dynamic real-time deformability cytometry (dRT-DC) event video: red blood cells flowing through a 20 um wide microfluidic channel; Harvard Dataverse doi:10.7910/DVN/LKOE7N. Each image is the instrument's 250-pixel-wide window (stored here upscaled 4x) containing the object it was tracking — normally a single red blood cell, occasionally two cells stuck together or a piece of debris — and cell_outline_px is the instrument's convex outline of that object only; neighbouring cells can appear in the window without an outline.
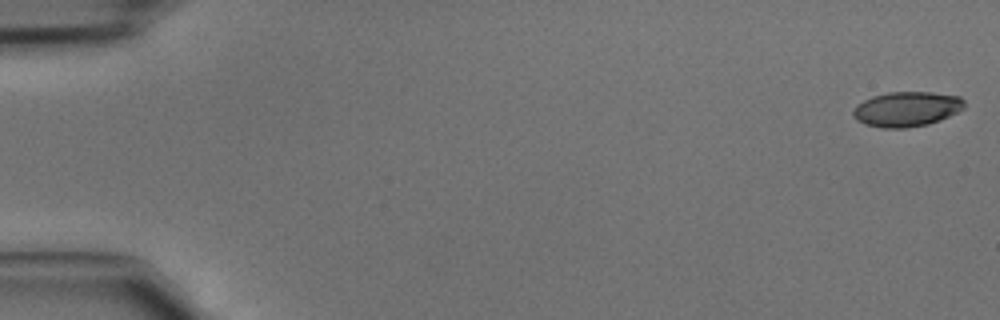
{"species": "common noctule bat (a hibernating species)", "species_latin": "Nyctalus noctula", "temperature_condition": "cold", "stored_images_in_passage": 46, "camera_frame_rate_fps": 3000, "um_per_image_px": 0.085, "animal": {"sex": "male", "body_mass_g": 15.6}, "frame": {"image": 1, "passage_image": 1, "time_ms": 0.0, "image_size_px": [1000, 320], "cell_outline_px": [[964, 108], [940, 120], [928, 124], [904, 128], [884, 128], [864, 124], [856, 120], [852, 116], [852, 112], [856, 104], [872, 96], [888, 92], [932, 92], [960, 96], [964, 100]], "centroid_in_image_um": [77.04, 9.27], "position_along_channel_um": 8.0, "area_um2": 22.72}}
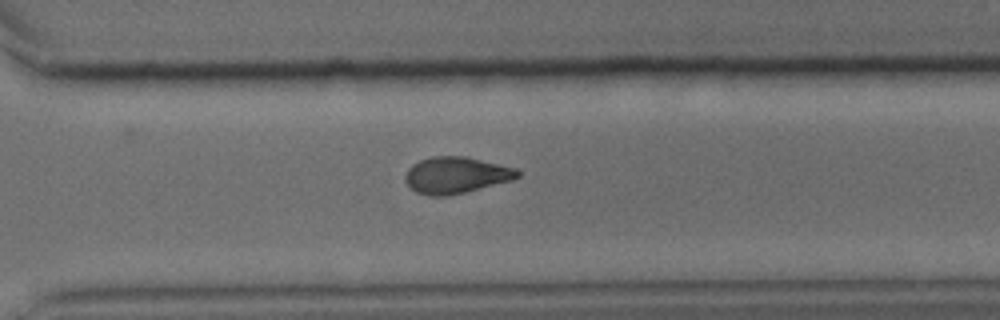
{"frame": {"image": 2, "passage_image": 33, "time_ms": 10.667, "image_size_px": [1000, 320], "cell_outline_px": [[520, 176], [512, 180], [448, 196], [428, 196], [416, 192], [404, 180], [404, 176], [408, 168], [412, 164], [420, 160], [432, 156], [464, 156], [512, 168], [520, 172]], "centroid_in_image_um": [38.69, 14.89], "position_along_channel_um": 331.9, "area_um2": 23.58}}
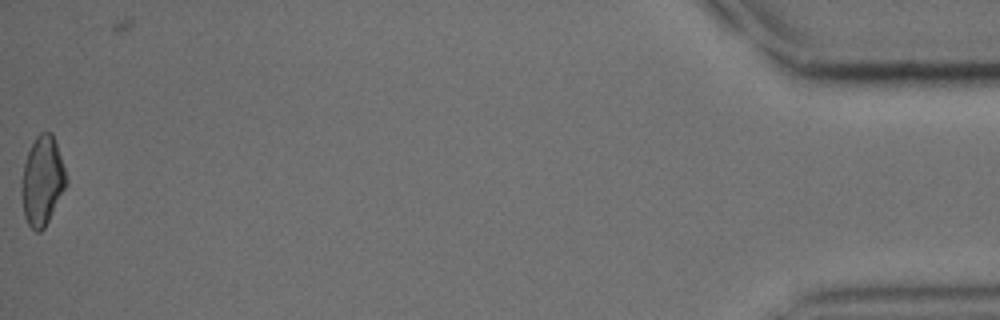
{"frame": {"image": 3, "passage_image": 46, "time_ms": 15.0, "image_size_px": [1000, 320], "cell_outline_px": [[68, 184], [44, 228], [40, 232], [36, 232], [28, 224], [24, 216], [20, 192], [24, 164], [28, 152], [36, 136], [40, 132], [52, 132], [68, 180]], "centroid_in_image_um": [3.59, 15.39], "position_along_channel_um": 431.6, "area_um2": 23.12}}